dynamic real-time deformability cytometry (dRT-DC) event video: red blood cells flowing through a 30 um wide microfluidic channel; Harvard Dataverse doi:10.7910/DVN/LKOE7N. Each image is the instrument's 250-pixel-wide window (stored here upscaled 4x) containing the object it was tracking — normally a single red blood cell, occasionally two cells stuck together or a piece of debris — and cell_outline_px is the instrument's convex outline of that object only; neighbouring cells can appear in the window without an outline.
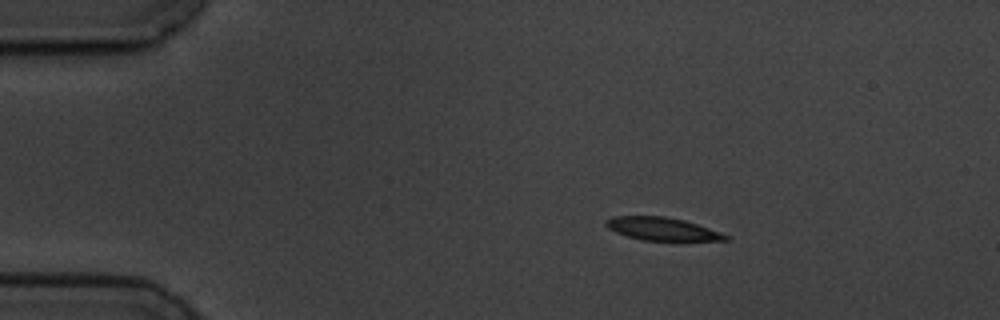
{"species": "common noctule bat (a hibernating species)", "species_latin": "Nyctalus noctula", "temperature_condition": "cold", "stored_images_in_passage": 13, "camera_frame_rate_fps": 3000, "um_per_image_px": 0.085, "animal": {"sex": "male", "body_mass_g": 19.5, "forearm_length_mm": 54.6}, "frame": {"image": 1, "passage_image": 1, "time_ms": 0.0, "image_size_px": [1000, 320], "cell_outline_px": [[728, 240], [644, 240], [628, 236], [616, 232], [608, 228], [604, 224], [604, 220], [612, 216], [664, 216], [684, 220], [720, 232], [728, 236]], "centroid_in_image_um": [56.21, 19.44], "position_along_channel_um": 28.8, "area_um2": 15.72}}
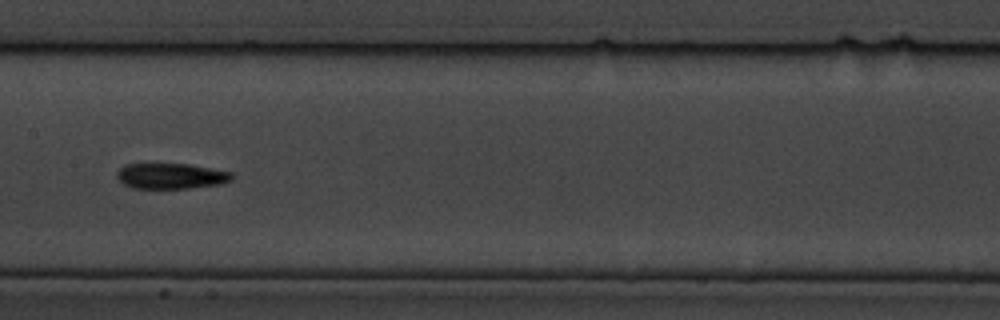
{"frame": {"image": 2, "passage_image": 6, "time_ms": 6.333, "image_size_px": [1000, 320], "cell_outline_px": [[232, 180], [220, 184], [188, 188], [132, 188], [124, 184], [116, 176], [116, 172], [124, 164], [192, 164], [232, 172]], "centroid_in_image_um": [14.53, 14.95], "position_along_channel_um": 192.9, "area_um2": 17.17}}
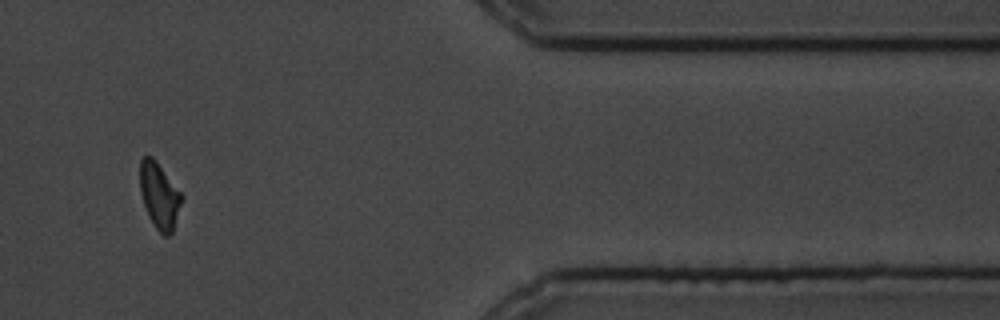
{"frame": {"image": 3, "passage_image": 11, "time_ms": 13.0, "image_size_px": [1000, 320], "cell_outline_px": [[184, 196], [172, 232], [168, 236], [164, 236], [156, 228], [148, 216], [140, 192], [140, 160], [144, 156], [152, 156], [156, 160]], "centroid_in_image_um": [13.55, 16.62], "position_along_channel_um": 397.9, "area_um2": 16.01}, "authors_computed_cell_mechanics": {"area_um2": 16.7042, "velocity_mm_per_s": 3.5403, "shape_relaxation_time_tau1_ms": null, "shape_relaxation_time_tau2_ms": 7.0504, "deformation_change_tau1": null, "deformation_change_tau2": 0.1584}}